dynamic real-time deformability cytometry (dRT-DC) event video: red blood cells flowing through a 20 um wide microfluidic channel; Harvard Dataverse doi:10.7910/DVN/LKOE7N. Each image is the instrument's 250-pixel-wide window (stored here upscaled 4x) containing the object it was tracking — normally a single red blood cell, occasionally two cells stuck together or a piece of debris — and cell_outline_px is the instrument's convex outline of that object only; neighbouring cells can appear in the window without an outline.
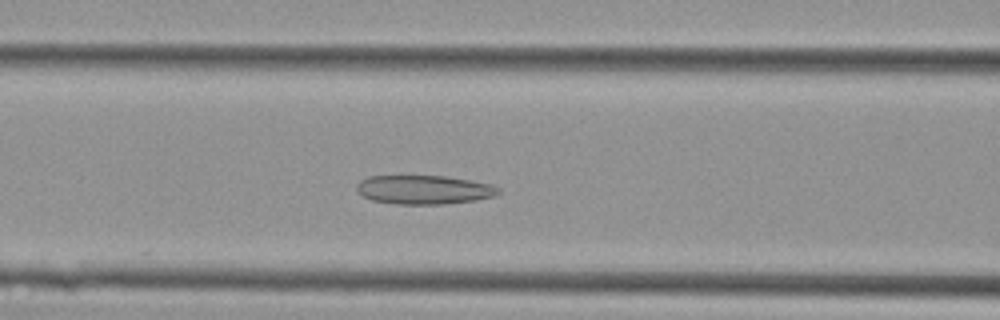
{"species": "Egyptian fruit bat (a non-hibernating species)", "species_latin": "Rousettus aegyptiacus", "temperature_condition": "cold", "stored_images_in_passage": 31, "camera_frame_rate_fps": 3000, "um_per_image_px": 0.085, "animal": {"sex": "female"}, "frame": {"image": 1, "passage_image": 10, "time_ms": 3.0, "image_size_px": [1000, 320], "cell_outline_px": [[500, 192], [492, 196], [476, 200], [444, 204], [396, 204], [372, 200], [364, 196], [356, 188], [356, 184], [360, 180], [368, 176], [444, 176], [492, 184], [500, 188]], "centroid_in_image_um": [36.03, 16.12], "position_along_channel_um": 130.6, "area_um2": 23.76}}
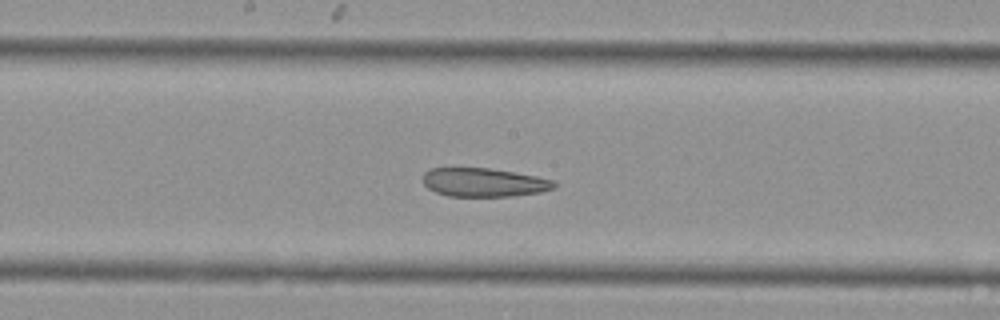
{"frame": {"image": 2, "passage_image": 15, "time_ms": 4.667, "image_size_px": [1000, 320], "cell_outline_px": [[556, 188], [540, 192], [516, 196], [448, 196], [436, 192], [428, 188], [424, 184], [424, 172], [428, 168], [488, 168], [536, 176], [552, 180], [556, 184]], "centroid_in_image_um": [41.13, 15.51], "position_along_channel_um": 207.1, "area_um2": 21.85}}
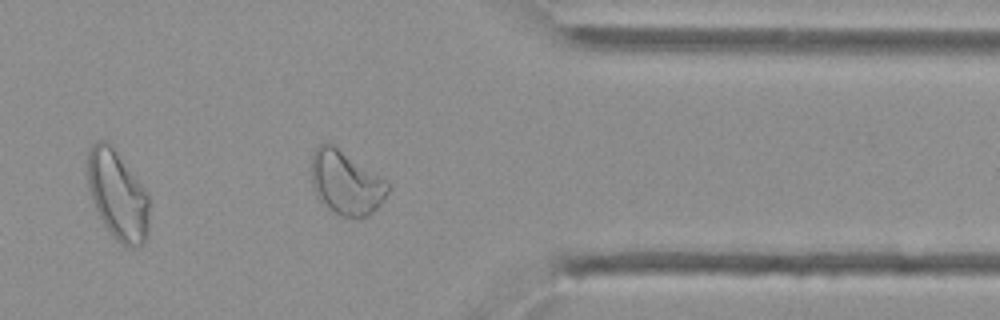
{"frame": {"image": 3, "passage_image": 27, "time_ms": 8.667, "image_size_px": [1000, 320], "cell_outline_px": [[388, 192], [384, 200], [368, 216], [340, 216], [328, 208], [316, 196], [312, 184], [312, 152], [320, 144], [328, 140], [384, 180], [388, 184]], "centroid_in_image_um": [29.36, 15.51], "position_along_channel_um": 382.0, "area_um2": 28.03}}